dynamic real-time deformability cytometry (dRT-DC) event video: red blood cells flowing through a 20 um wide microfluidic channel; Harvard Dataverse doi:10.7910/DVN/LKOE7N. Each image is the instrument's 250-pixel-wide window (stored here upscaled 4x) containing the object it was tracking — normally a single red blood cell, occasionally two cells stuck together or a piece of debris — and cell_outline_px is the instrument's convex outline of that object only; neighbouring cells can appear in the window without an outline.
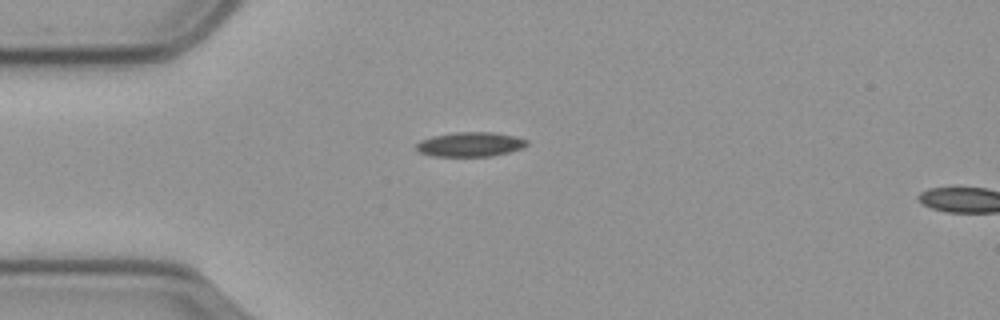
{"species": "common noctule bat (a hibernating species)", "species_latin": "Nyctalus noctula", "temperature_condition": "cold", "stored_images_in_passage": 4, "camera_frame_rate_fps": 3000, "um_per_image_px": 0.085, "animal": {"sex": "male", "body_mass_g": 23.1, "forearm_length_mm": 52.7}, "frame": {"image": 1, "passage_image": 1, "time_ms": 0.0, "image_size_px": [1000, 320], "cell_outline_px": [[528, 144], [524, 148], [492, 156], [432, 156], [416, 152], [416, 144], [420, 140], [432, 136], [456, 132], [496, 132], [528, 140]], "centroid_in_image_um": [39.94, 12.27], "position_along_channel_um": 45.1, "area_um2": 15.9}}